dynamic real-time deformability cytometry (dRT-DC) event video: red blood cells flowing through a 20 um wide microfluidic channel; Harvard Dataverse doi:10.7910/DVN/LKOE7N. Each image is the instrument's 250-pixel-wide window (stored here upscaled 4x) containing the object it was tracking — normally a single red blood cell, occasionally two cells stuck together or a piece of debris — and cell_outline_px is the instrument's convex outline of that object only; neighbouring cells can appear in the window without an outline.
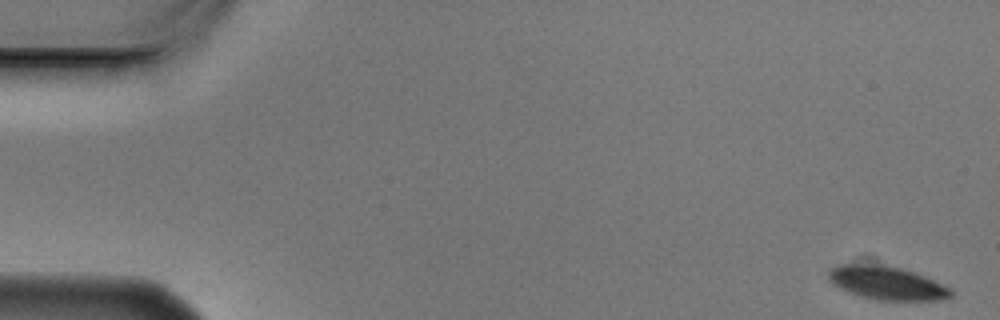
{"species": "Egyptian fruit bat (a non-hibernating species)", "species_latin": "Rousettus aegyptiacus", "temperature_condition": "cold", "stored_images_in_passage": 6, "camera_frame_rate_fps": 3000, "um_per_image_px": 0.085, "animal": {"sex": "male"}, "frame": {"image": 1, "passage_image": 1, "time_ms": 0.0, "image_size_px": [1000, 320], "cell_outline_px": [[952, 296], [940, 300], [876, 300], [860, 296], [848, 292], [840, 288], [828, 280], [828, 272], [832, 268], [840, 264], [864, 256], [924, 276], [952, 288]], "centroid_in_image_um": [75.27, 23.95], "position_along_channel_um": 9.7, "area_um2": 25.26}}
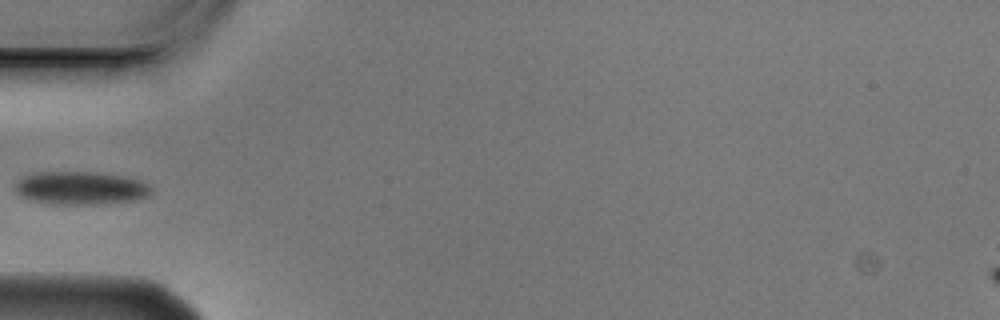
{"frame": {"image": 2, "passage_image": 5, "time_ms": 1.333, "image_size_px": [1000, 320], "cell_outline_px": [[152, 192], [148, 196], [136, 200], [96, 204], [56, 204], [32, 200], [20, 196], [12, 188], [12, 184], [16, 180], [32, 172], [100, 172], [124, 176], [140, 180], [148, 184], [152, 188]], "centroid_in_image_um": [6.82, 15.97], "position_along_channel_um": 78.2, "area_um2": 26.65}}
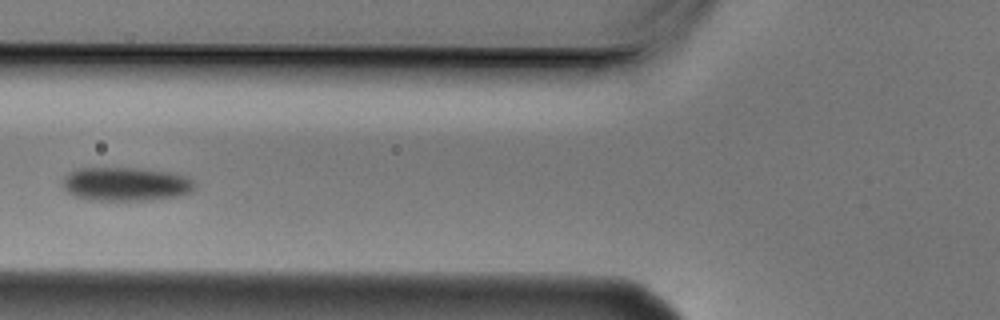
{"frame": {"image": 3, "passage_image": 6, "time_ms": 1.667, "image_size_px": [1000, 320], "cell_outline_px": [[196, 184], [192, 192], [176, 196], [140, 200], [88, 200], [72, 196], [64, 188], [64, 176], [68, 172], [76, 168], [140, 168], [172, 172], [188, 176]], "centroid_in_image_um": [10.69, 15.63], "position_along_channel_um": 115.1, "area_um2": 26.13}}